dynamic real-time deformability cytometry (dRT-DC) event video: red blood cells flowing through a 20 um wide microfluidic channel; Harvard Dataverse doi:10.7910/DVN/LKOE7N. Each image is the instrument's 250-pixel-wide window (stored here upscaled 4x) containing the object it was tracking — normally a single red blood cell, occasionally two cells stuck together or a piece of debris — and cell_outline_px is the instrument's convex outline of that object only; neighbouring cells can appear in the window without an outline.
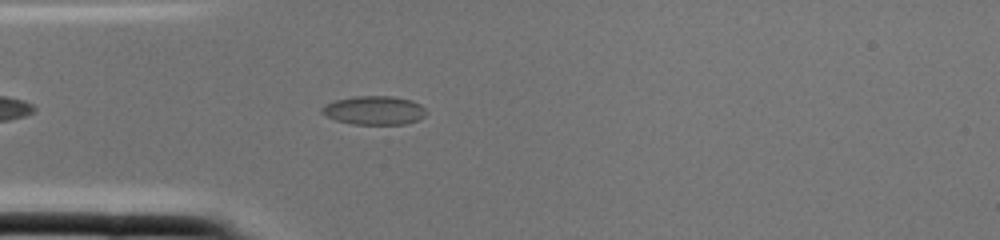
{"species": "common noctule bat (a hibernating species)", "species_latin": "Nyctalus noctula", "temperature_condition": "cold", "stored_images_in_passage": 1, "camera_frame_rate_fps": 3000, "um_per_image_px": 0.085, "animal": {"sex": "female", "body_mass_g": 22.0, "forearm_length_mm": 56.7}, "frame": {"image": 1, "passage_image": 1, "time_ms": 0.0, "image_size_px": [1000, 240], "cell_outline_px": [[428, 112], [424, 116], [416, 120], [404, 124], [352, 124], [336, 120], [324, 116], [320, 112], [320, 108], [324, 104], [336, 100], [356, 96], [392, 96], [412, 100], [420, 104]], "centroid_in_image_um": [31.77, 9.37], "position_along_channel_um": 53.2, "area_um2": 17.57}}